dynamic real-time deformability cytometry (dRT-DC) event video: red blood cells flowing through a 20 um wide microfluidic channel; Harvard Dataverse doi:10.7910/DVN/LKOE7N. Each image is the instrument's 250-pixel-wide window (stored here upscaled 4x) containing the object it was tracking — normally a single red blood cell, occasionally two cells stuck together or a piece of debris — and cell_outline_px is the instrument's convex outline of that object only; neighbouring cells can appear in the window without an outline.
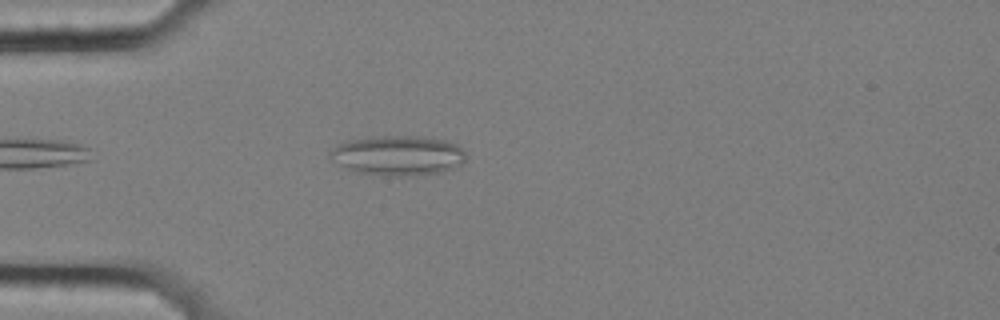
{"species": "common noctule bat (a hibernating species)", "species_latin": "Nyctalus noctula", "temperature_condition": "cold", "stored_images_in_passage": 46, "camera_frame_rate_fps": 3000, "um_per_image_px": 0.085, "animal": {"sex": "female", "body_mass_g": 25.1}, "frame": {"image": 1, "passage_image": 5, "time_ms": 1.333, "image_size_px": [1000, 320], "cell_outline_px": [[464, 160], [460, 164], [452, 168], [440, 172], [400, 176], [380, 176], [356, 172], [340, 164], [328, 156], [328, 152], [332, 148], [340, 144], [356, 140], [384, 136], [416, 136], [444, 140], [456, 144], [464, 152]], "centroid_in_image_um": [33.82, 13.23], "position_along_channel_um": 51.2, "area_um2": 30.87}}
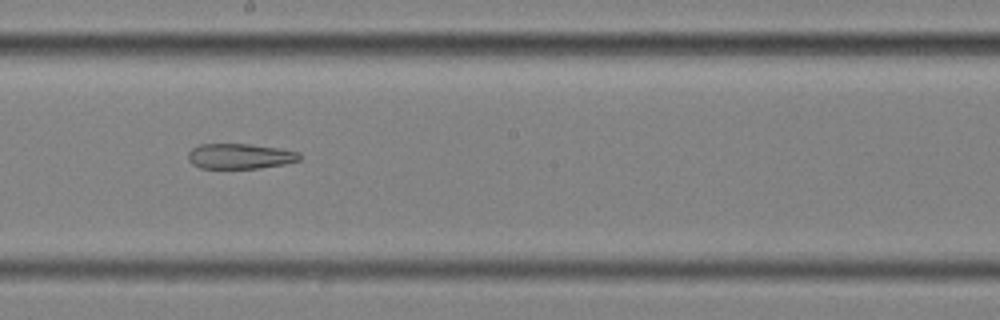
{"frame": {"image": 2, "passage_image": 21, "time_ms": 6.667, "image_size_px": [1000, 320], "cell_outline_px": [[300, 160], [284, 164], [260, 168], [200, 168], [192, 164], [188, 160], [188, 152], [192, 148], [200, 144], [252, 144], [280, 148], [300, 152]], "centroid_in_image_um": [20.4, 13.27], "position_along_channel_um": 227.8, "area_um2": 16.53}}
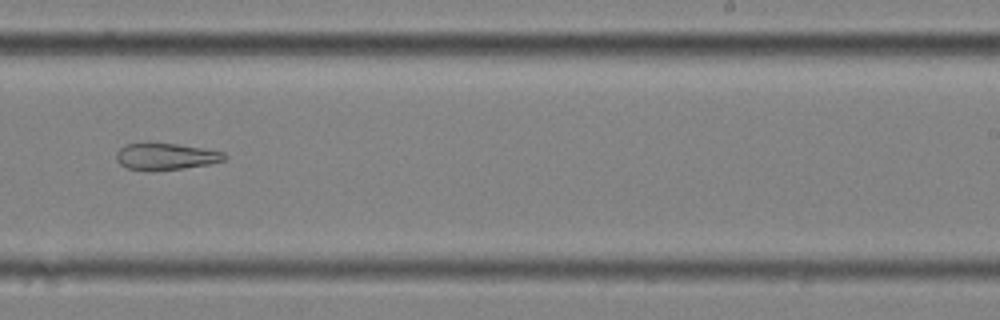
{"frame": {"image": 3, "passage_image": 25, "time_ms": 8.0, "image_size_px": [1000, 320], "cell_outline_px": [[228, 156], [224, 160], [208, 164], [184, 168], [152, 172], [148, 172], [128, 168], [120, 164], [116, 160], [116, 152], [124, 144], [176, 144], [224, 152]], "centroid_in_image_um": [14.06, 13.33], "position_along_channel_um": 274.9, "area_um2": 16.76}}